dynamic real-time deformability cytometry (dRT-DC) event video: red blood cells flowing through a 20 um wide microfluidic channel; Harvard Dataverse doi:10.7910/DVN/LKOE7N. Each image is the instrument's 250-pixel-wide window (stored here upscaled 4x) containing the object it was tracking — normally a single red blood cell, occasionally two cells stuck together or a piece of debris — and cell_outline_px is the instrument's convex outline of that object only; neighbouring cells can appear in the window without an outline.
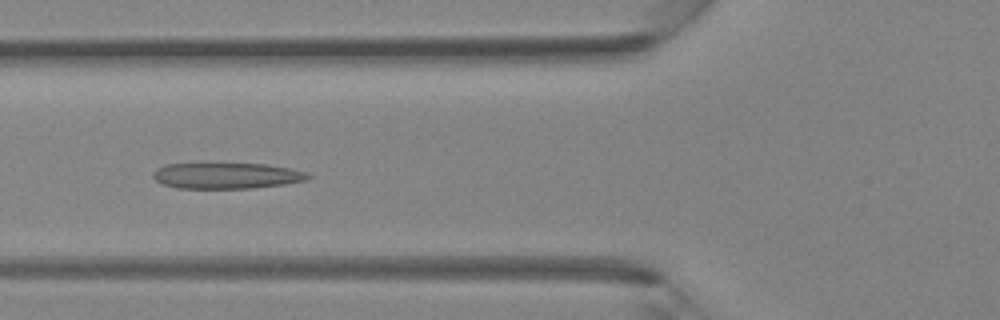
{"species": "Egyptian fruit bat (a non-hibernating species)", "species_latin": "Rousettus aegyptiacus", "temperature_condition": "room temperature", "stored_images_in_passage": 34, "camera_frame_rate_fps": 3000, "um_per_image_px": 0.085, "animal": {"sex": "female"}, "frame": {"image": 1, "passage_image": 7, "time_ms": 2.0, "image_size_px": [1000, 320], "cell_outline_px": [[312, 176], [304, 180], [284, 184], [252, 188], [176, 188], [164, 184], [156, 180], [152, 176], [152, 172], [156, 168], [164, 164], [204, 160], [208, 160], [264, 164], [288, 168], [308, 172]], "centroid_in_image_um": [19.15, 14.87], "position_along_channel_um": 106.6, "area_um2": 24.74}}
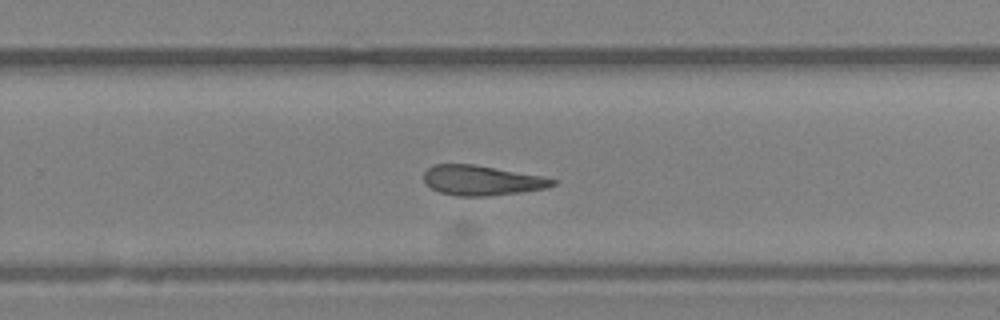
{"frame": {"image": 2, "passage_image": 19, "time_ms": 6.0, "image_size_px": [1000, 320], "cell_outline_px": [[556, 184], [548, 188], [520, 192], [488, 196], [456, 196], [440, 192], [432, 188], [424, 180], [424, 172], [432, 164], [476, 164], [540, 176], [556, 180]], "centroid_in_image_um": [40.94, 15.33], "position_along_channel_um": 288.9, "area_um2": 22.37}}
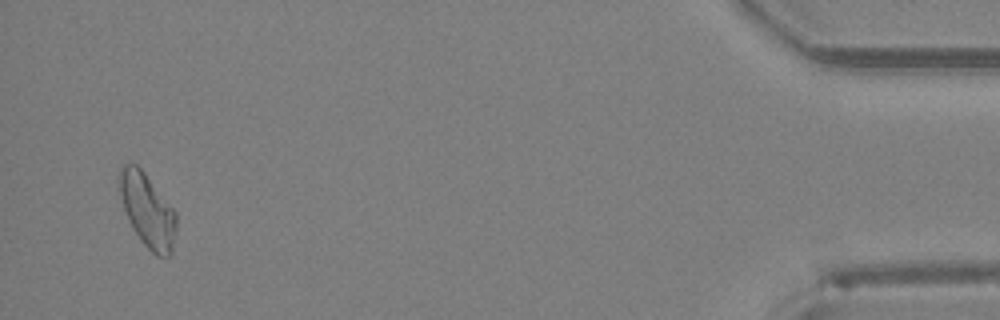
{"frame": {"image": 3, "passage_image": 33, "time_ms": 10.667, "image_size_px": [1000, 320], "cell_outline_px": [[176, 232], [172, 252], [168, 256], [156, 256], [140, 240], [132, 228], [128, 220], [120, 196], [116, 180], [120, 168], [124, 164], [136, 164], [144, 172], [176, 212]], "centroid_in_image_um": [12.51, 17.87], "position_along_channel_um": 422.7, "area_um2": 24.51}}